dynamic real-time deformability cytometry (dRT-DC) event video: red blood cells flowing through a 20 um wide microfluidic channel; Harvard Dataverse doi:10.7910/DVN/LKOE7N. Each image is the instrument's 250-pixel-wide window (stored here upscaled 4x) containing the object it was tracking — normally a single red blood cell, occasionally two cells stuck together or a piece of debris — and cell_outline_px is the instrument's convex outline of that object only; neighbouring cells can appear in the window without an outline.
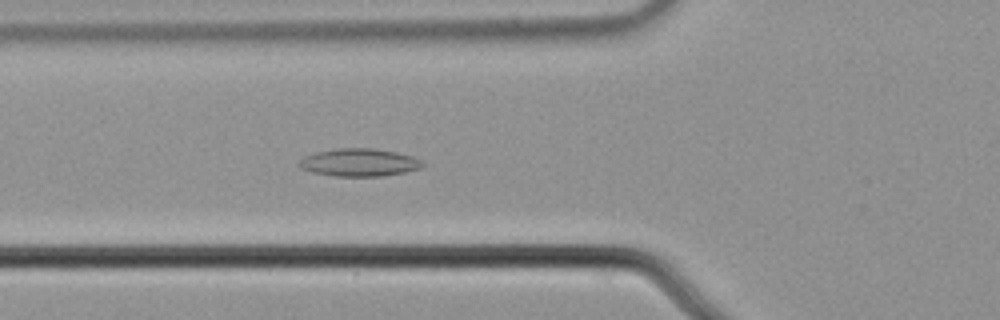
{"species": "common noctule bat (a hibernating species)", "species_latin": "Nyctalus noctula", "temperature_condition": "cold", "stored_images_in_passage": 58, "camera_frame_rate_fps": 3000, "um_per_image_px": 0.085, "animal": {"sex": "male", "body_mass_g": 21.5, "forearm_length_mm": 52.0}, "frame": {"image": 1, "passage_image": 22, "time_ms": 7.0, "image_size_px": [1000, 320], "cell_outline_px": [[424, 164], [420, 168], [404, 172], [380, 176], [336, 176], [312, 172], [300, 168], [296, 164], [304, 156], [316, 152], [336, 148], [372, 148], [396, 152], [412, 156], [420, 160]], "centroid_in_image_um": [30.49, 13.8], "position_along_channel_um": 95.3, "area_um2": 19.88}}
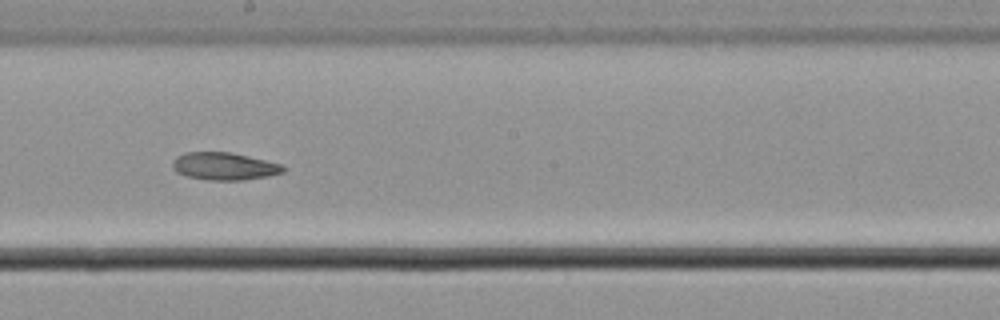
{"frame": {"image": 2, "passage_image": 33, "time_ms": 10.667, "image_size_px": [1000, 320], "cell_outline_px": [[288, 168], [284, 172], [268, 176], [244, 180], [204, 180], [188, 176], [176, 172], [172, 168], [172, 160], [176, 156], [184, 152], [228, 152], [248, 156], [284, 164]], "centroid_in_image_um": [19.08, 14.13], "position_along_channel_um": 229.1, "area_um2": 18.03}}
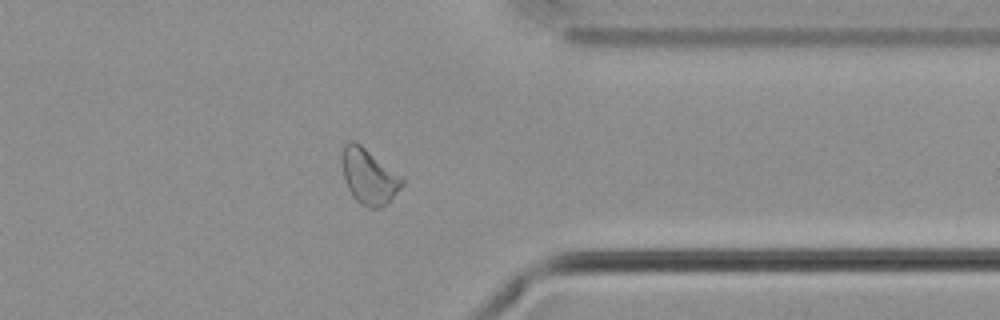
{"frame": {"image": 3, "passage_image": 46, "time_ms": 15.0, "image_size_px": [1000, 320], "cell_outline_px": [[404, 184], [380, 208], [368, 208], [360, 204], [352, 196], [348, 188], [344, 176], [340, 160], [340, 156], [344, 144], [348, 140], [356, 140], [400, 176], [404, 180]], "centroid_in_image_um": [31.29, 14.96], "position_along_channel_um": 380.1, "area_um2": 19.25}}